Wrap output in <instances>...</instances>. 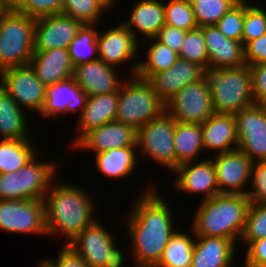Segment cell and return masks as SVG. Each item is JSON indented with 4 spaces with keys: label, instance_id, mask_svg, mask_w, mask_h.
<instances>
[{
    "label": "cell",
    "instance_id": "1",
    "mask_svg": "<svg viewBox=\"0 0 266 267\" xmlns=\"http://www.w3.org/2000/svg\"><path fill=\"white\" fill-rule=\"evenodd\" d=\"M141 194L126 216L128 238L135 267H155L176 229L168 203L152 187Z\"/></svg>",
    "mask_w": 266,
    "mask_h": 267
},
{
    "label": "cell",
    "instance_id": "2",
    "mask_svg": "<svg viewBox=\"0 0 266 267\" xmlns=\"http://www.w3.org/2000/svg\"><path fill=\"white\" fill-rule=\"evenodd\" d=\"M56 184H51L43 198L45 226L48 235L63 234L65 244H69L96 221L93 218L94 203L84 189L64 182Z\"/></svg>",
    "mask_w": 266,
    "mask_h": 267
},
{
    "label": "cell",
    "instance_id": "3",
    "mask_svg": "<svg viewBox=\"0 0 266 267\" xmlns=\"http://www.w3.org/2000/svg\"><path fill=\"white\" fill-rule=\"evenodd\" d=\"M251 204L244 194L219 193L202 200L193 220L195 236L224 237L237 243L245 229L246 216Z\"/></svg>",
    "mask_w": 266,
    "mask_h": 267
},
{
    "label": "cell",
    "instance_id": "4",
    "mask_svg": "<svg viewBox=\"0 0 266 267\" xmlns=\"http://www.w3.org/2000/svg\"><path fill=\"white\" fill-rule=\"evenodd\" d=\"M215 113L233 114L255 104L249 65L205 71Z\"/></svg>",
    "mask_w": 266,
    "mask_h": 267
},
{
    "label": "cell",
    "instance_id": "5",
    "mask_svg": "<svg viewBox=\"0 0 266 267\" xmlns=\"http://www.w3.org/2000/svg\"><path fill=\"white\" fill-rule=\"evenodd\" d=\"M35 18L0 10V71L28 65L34 53Z\"/></svg>",
    "mask_w": 266,
    "mask_h": 267
},
{
    "label": "cell",
    "instance_id": "6",
    "mask_svg": "<svg viewBox=\"0 0 266 267\" xmlns=\"http://www.w3.org/2000/svg\"><path fill=\"white\" fill-rule=\"evenodd\" d=\"M164 111L165 104L145 79L134 75L123 81L118 90L116 122L138 130Z\"/></svg>",
    "mask_w": 266,
    "mask_h": 267
},
{
    "label": "cell",
    "instance_id": "7",
    "mask_svg": "<svg viewBox=\"0 0 266 267\" xmlns=\"http://www.w3.org/2000/svg\"><path fill=\"white\" fill-rule=\"evenodd\" d=\"M176 121L164 111L137 130L136 147L171 171L176 169V154L173 142Z\"/></svg>",
    "mask_w": 266,
    "mask_h": 267
},
{
    "label": "cell",
    "instance_id": "8",
    "mask_svg": "<svg viewBox=\"0 0 266 267\" xmlns=\"http://www.w3.org/2000/svg\"><path fill=\"white\" fill-rule=\"evenodd\" d=\"M165 111L176 122L204 123L215 113L207 78L181 88L165 104Z\"/></svg>",
    "mask_w": 266,
    "mask_h": 267
},
{
    "label": "cell",
    "instance_id": "9",
    "mask_svg": "<svg viewBox=\"0 0 266 267\" xmlns=\"http://www.w3.org/2000/svg\"><path fill=\"white\" fill-rule=\"evenodd\" d=\"M238 149L251 161L266 162V107L255 103L234 115Z\"/></svg>",
    "mask_w": 266,
    "mask_h": 267
},
{
    "label": "cell",
    "instance_id": "10",
    "mask_svg": "<svg viewBox=\"0 0 266 267\" xmlns=\"http://www.w3.org/2000/svg\"><path fill=\"white\" fill-rule=\"evenodd\" d=\"M0 87L22 108L40 112L46 86L37 78L31 66L10 67L0 71Z\"/></svg>",
    "mask_w": 266,
    "mask_h": 267
},
{
    "label": "cell",
    "instance_id": "11",
    "mask_svg": "<svg viewBox=\"0 0 266 267\" xmlns=\"http://www.w3.org/2000/svg\"><path fill=\"white\" fill-rule=\"evenodd\" d=\"M0 229L47 235L43 200H0Z\"/></svg>",
    "mask_w": 266,
    "mask_h": 267
},
{
    "label": "cell",
    "instance_id": "12",
    "mask_svg": "<svg viewBox=\"0 0 266 267\" xmlns=\"http://www.w3.org/2000/svg\"><path fill=\"white\" fill-rule=\"evenodd\" d=\"M213 156L219 193L246 195L248 190L244 187L251 180V159L239 149Z\"/></svg>",
    "mask_w": 266,
    "mask_h": 267
},
{
    "label": "cell",
    "instance_id": "13",
    "mask_svg": "<svg viewBox=\"0 0 266 267\" xmlns=\"http://www.w3.org/2000/svg\"><path fill=\"white\" fill-rule=\"evenodd\" d=\"M83 24L66 15L56 14L35 19L34 51L68 49Z\"/></svg>",
    "mask_w": 266,
    "mask_h": 267
},
{
    "label": "cell",
    "instance_id": "14",
    "mask_svg": "<svg viewBox=\"0 0 266 267\" xmlns=\"http://www.w3.org/2000/svg\"><path fill=\"white\" fill-rule=\"evenodd\" d=\"M204 76L205 70L201 66L179 57L171 68L151 74L146 81L166 104L181 88L199 81Z\"/></svg>",
    "mask_w": 266,
    "mask_h": 267
},
{
    "label": "cell",
    "instance_id": "15",
    "mask_svg": "<svg viewBox=\"0 0 266 267\" xmlns=\"http://www.w3.org/2000/svg\"><path fill=\"white\" fill-rule=\"evenodd\" d=\"M208 55V70L235 68L245 65L244 44L225 37L215 25L200 27Z\"/></svg>",
    "mask_w": 266,
    "mask_h": 267
},
{
    "label": "cell",
    "instance_id": "16",
    "mask_svg": "<svg viewBox=\"0 0 266 267\" xmlns=\"http://www.w3.org/2000/svg\"><path fill=\"white\" fill-rule=\"evenodd\" d=\"M137 130L116 121L106 123L87 132L75 148L95 151V154L110 149L136 147Z\"/></svg>",
    "mask_w": 266,
    "mask_h": 267
},
{
    "label": "cell",
    "instance_id": "17",
    "mask_svg": "<svg viewBox=\"0 0 266 267\" xmlns=\"http://www.w3.org/2000/svg\"><path fill=\"white\" fill-rule=\"evenodd\" d=\"M139 42L123 23L98 32V59L115 68L136 56Z\"/></svg>",
    "mask_w": 266,
    "mask_h": 267
},
{
    "label": "cell",
    "instance_id": "18",
    "mask_svg": "<svg viewBox=\"0 0 266 267\" xmlns=\"http://www.w3.org/2000/svg\"><path fill=\"white\" fill-rule=\"evenodd\" d=\"M194 162L195 161L183 163L173 171L178 174L174 184V188H177L176 191L181 190L187 194L202 193L205 194L203 195V200L218 195L219 188L212 159H203L201 162L199 161V163Z\"/></svg>",
    "mask_w": 266,
    "mask_h": 267
},
{
    "label": "cell",
    "instance_id": "19",
    "mask_svg": "<svg viewBox=\"0 0 266 267\" xmlns=\"http://www.w3.org/2000/svg\"><path fill=\"white\" fill-rule=\"evenodd\" d=\"M98 221L82 230L68 244L89 267H103L109 259V251L116 246L113 236Z\"/></svg>",
    "mask_w": 266,
    "mask_h": 267
},
{
    "label": "cell",
    "instance_id": "20",
    "mask_svg": "<svg viewBox=\"0 0 266 267\" xmlns=\"http://www.w3.org/2000/svg\"><path fill=\"white\" fill-rule=\"evenodd\" d=\"M88 95L76 83L73 77L46 86L45 101L39 115L43 118L57 117L59 114L82 112Z\"/></svg>",
    "mask_w": 266,
    "mask_h": 267
},
{
    "label": "cell",
    "instance_id": "21",
    "mask_svg": "<svg viewBox=\"0 0 266 267\" xmlns=\"http://www.w3.org/2000/svg\"><path fill=\"white\" fill-rule=\"evenodd\" d=\"M115 68L101 60L77 65L73 68V78L88 96L118 92L122 81Z\"/></svg>",
    "mask_w": 266,
    "mask_h": 267
},
{
    "label": "cell",
    "instance_id": "22",
    "mask_svg": "<svg viewBox=\"0 0 266 267\" xmlns=\"http://www.w3.org/2000/svg\"><path fill=\"white\" fill-rule=\"evenodd\" d=\"M29 65L45 86H52L73 76L74 66L66 48L34 51Z\"/></svg>",
    "mask_w": 266,
    "mask_h": 267
},
{
    "label": "cell",
    "instance_id": "23",
    "mask_svg": "<svg viewBox=\"0 0 266 267\" xmlns=\"http://www.w3.org/2000/svg\"><path fill=\"white\" fill-rule=\"evenodd\" d=\"M203 148L216 154L238 149L236 121L233 114L214 113L201 124Z\"/></svg>",
    "mask_w": 266,
    "mask_h": 267
},
{
    "label": "cell",
    "instance_id": "24",
    "mask_svg": "<svg viewBox=\"0 0 266 267\" xmlns=\"http://www.w3.org/2000/svg\"><path fill=\"white\" fill-rule=\"evenodd\" d=\"M195 238L191 267H232L235 241L224 237Z\"/></svg>",
    "mask_w": 266,
    "mask_h": 267
},
{
    "label": "cell",
    "instance_id": "25",
    "mask_svg": "<svg viewBox=\"0 0 266 267\" xmlns=\"http://www.w3.org/2000/svg\"><path fill=\"white\" fill-rule=\"evenodd\" d=\"M118 106V92L88 96L86 105L79 115L80 131L73 146L90 130L115 121Z\"/></svg>",
    "mask_w": 266,
    "mask_h": 267
},
{
    "label": "cell",
    "instance_id": "26",
    "mask_svg": "<svg viewBox=\"0 0 266 267\" xmlns=\"http://www.w3.org/2000/svg\"><path fill=\"white\" fill-rule=\"evenodd\" d=\"M162 2L139 0L131 10L130 22H122L137 40V33L142 34L145 39L154 38L165 25V9Z\"/></svg>",
    "mask_w": 266,
    "mask_h": 267
},
{
    "label": "cell",
    "instance_id": "27",
    "mask_svg": "<svg viewBox=\"0 0 266 267\" xmlns=\"http://www.w3.org/2000/svg\"><path fill=\"white\" fill-rule=\"evenodd\" d=\"M37 155L23 167L24 200H43L58 168L57 163L37 161Z\"/></svg>",
    "mask_w": 266,
    "mask_h": 267
},
{
    "label": "cell",
    "instance_id": "28",
    "mask_svg": "<svg viewBox=\"0 0 266 267\" xmlns=\"http://www.w3.org/2000/svg\"><path fill=\"white\" fill-rule=\"evenodd\" d=\"M25 110L0 87V135L3 139H29Z\"/></svg>",
    "mask_w": 266,
    "mask_h": 267
},
{
    "label": "cell",
    "instance_id": "29",
    "mask_svg": "<svg viewBox=\"0 0 266 267\" xmlns=\"http://www.w3.org/2000/svg\"><path fill=\"white\" fill-rule=\"evenodd\" d=\"M136 148L124 147L97 153L95 161L98 170L113 179L129 176L136 167Z\"/></svg>",
    "mask_w": 266,
    "mask_h": 267
},
{
    "label": "cell",
    "instance_id": "30",
    "mask_svg": "<svg viewBox=\"0 0 266 267\" xmlns=\"http://www.w3.org/2000/svg\"><path fill=\"white\" fill-rule=\"evenodd\" d=\"M173 142L176 168L183 163L196 160L204 149L201 124L176 122Z\"/></svg>",
    "mask_w": 266,
    "mask_h": 267
},
{
    "label": "cell",
    "instance_id": "31",
    "mask_svg": "<svg viewBox=\"0 0 266 267\" xmlns=\"http://www.w3.org/2000/svg\"><path fill=\"white\" fill-rule=\"evenodd\" d=\"M151 46L148 49L147 59L139 61L131 66L133 74L139 78L147 79L151 74L158 73L171 68L179 58V54L162 44L155 38L147 39Z\"/></svg>",
    "mask_w": 266,
    "mask_h": 267
},
{
    "label": "cell",
    "instance_id": "32",
    "mask_svg": "<svg viewBox=\"0 0 266 267\" xmlns=\"http://www.w3.org/2000/svg\"><path fill=\"white\" fill-rule=\"evenodd\" d=\"M36 155L30 139L0 141V173L18 172Z\"/></svg>",
    "mask_w": 266,
    "mask_h": 267
},
{
    "label": "cell",
    "instance_id": "33",
    "mask_svg": "<svg viewBox=\"0 0 266 267\" xmlns=\"http://www.w3.org/2000/svg\"><path fill=\"white\" fill-rule=\"evenodd\" d=\"M191 235L176 231L171 235L155 267H191L195 240Z\"/></svg>",
    "mask_w": 266,
    "mask_h": 267
},
{
    "label": "cell",
    "instance_id": "34",
    "mask_svg": "<svg viewBox=\"0 0 266 267\" xmlns=\"http://www.w3.org/2000/svg\"><path fill=\"white\" fill-rule=\"evenodd\" d=\"M97 35L94 24H83L68 47L73 66L98 60ZM94 55V56H92Z\"/></svg>",
    "mask_w": 266,
    "mask_h": 267
},
{
    "label": "cell",
    "instance_id": "35",
    "mask_svg": "<svg viewBox=\"0 0 266 267\" xmlns=\"http://www.w3.org/2000/svg\"><path fill=\"white\" fill-rule=\"evenodd\" d=\"M109 8L103 0H64L62 14L82 24L96 25L103 11Z\"/></svg>",
    "mask_w": 266,
    "mask_h": 267
},
{
    "label": "cell",
    "instance_id": "36",
    "mask_svg": "<svg viewBox=\"0 0 266 267\" xmlns=\"http://www.w3.org/2000/svg\"><path fill=\"white\" fill-rule=\"evenodd\" d=\"M239 0H190L198 27L215 25Z\"/></svg>",
    "mask_w": 266,
    "mask_h": 267
},
{
    "label": "cell",
    "instance_id": "37",
    "mask_svg": "<svg viewBox=\"0 0 266 267\" xmlns=\"http://www.w3.org/2000/svg\"><path fill=\"white\" fill-rule=\"evenodd\" d=\"M164 9L166 25L185 31L198 28L190 0H169Z\"/></svg>",
    "mask_w": 266,
    "mask_h": 267
},
{
    "label": "cell",
    "instance_id": "38",
    "mask_svg": "<svg viewBox=\"0 0 266 267\" xmlns=\"http://www.w3.org/2000/svg\"><path fill=\"white\" fill-rule=\"evenodd\" d=\"M179 57L208 70V55L203 30L198 27L187 31Z\"/></svg>",
    "mask_w": 266,
    "mask_h": 267
},
{
    "label": "cell",
    "instance_id": "39",
    "mask_svg": "<svg viewBox=\"0 0 266 267\" xmlns=\"http://www.w3.org/2000/svg\"><path fill=\"white\" fill-rule=\"evenodd\" d=\"M266 34V11L244 0V25L241 42L244 46Z\"/></svg>",
    "mask_w": 266,
    "mask_h": 267
},
{
    "label": "cell",
    "instance_id": "40",
    "mask_svg": "<svg viewBox=\"0 0 266 267\" xmlns=\"http://www.w3.org/2000/svg\"><path fill=\"white\" fill-rule=\"evenodd\" d=\"M266 237V204L251 203L247 212L242 242L249 243Z\"/></svg>",
    "mask_w": 266,
    "mask_h": 267
},
{
    "label": "cell",
    "instance_id": "41",
    "mask_svg": "<svg viewBox=\"0 0 266 267\" xmlns=\"http://www.w3.org/2000/svg\"><path fill=\"white\" fill-rule=\"evenodd\" d=\"M244 25V0H239L215 24L217 29L227 38L241 42Z\"/></svg>",
    "mask_w": 266,
    "mask_h": 267
},
{
    "label": "cell",
    "instance_id": "42",
    "mask_svg": "<svg viewBox=\"0 0 266 267\" xmlns=\"http://www.w3.org/2000/svg\"><path fill=\"white\" fill-rule=\"evenodd\" d=\"M24 200L23 167L18 172L0 173V200Z\"/></svg>",
    "mask_w": 266,
    "mask_h": 267
},
{
    "label": "cell",
    "instance_id": "43",
    "mask_svg": "<svg viewBox=\"0 0 266 267\" xmlns=\"http://www.w3.org/2000/svg\"><path fill=\"white\" fill-rule=\"evenodd\" d=\"M250 179L252 190L246 196L251 203L266 204V162L252 163Z\"/></svg>",
    "mask_w": 266,
    "mask_h": 267
},
{
    "label": "cell",
    "instance_id": "44",
    "mask_svg": "<svg viewBox=\"0 0 266 267\" xmlns=\"http://www.w3.org/2000/svg\"><path fill=\"white\" fill-rule=\"evenodd\" d=\"M63 5L64 0H27L18 11L36 19L61 14Z\"/></svg>",
    "mask_w": 266,
    "mask_h": 267
},
{
    "label": "cell",
    "instance_id": "45",
    "mask_svg": "<svg viewBox=\"0 0 266 267\" xmlns=\"http://www.w3.org/2000/svg\"><path fill=\"white\" fill-rule=\"evenodd\" d=\"M187 31L164 25L154 37L157 41L167 45L176 53H180Z\"/></svg>",
    "mask_w": 266,
    "mask_h": 267
},
{
    "label": "cell",
    "instance_id": "46",
    "mask_svg": "<svg viewBox=\"0 0 266 267\" xmlns=\"http://www.w3.org/2000/svg\"><path fill=\"white\" fill-rule=\"evenodd\" d=\"M244 267H266V237L250 241Z\"/></svg>",
    "mask_w": 266,
    "mask_h": 267
},
{
    "label": "cell",
    "instance_id": "47",
    "mask_svg": "<svg viewBox=\"0 0 266 267\" xmlns=\"http://www.w3.org/2000/svg\"><path fill=\"white\" fill-rule=\"evenodd\" d=\"M255 103H266V62L250 66Z\"/></svg>",
    "mask_w": 266,
    "mask_h": 267
},
{
    "label": "cell",
    "instance_id": "48",
    "mask_svg": "<svg viewBox=\"0 0 266 267\" xmlns=\"http://www.w3.org/2000/svg\"><path fill=\"white\" fill-rule=\"evenodd\" d=\"M244 49L246 65L252 66L266 62V34L249 41Z\"/></svg>",
    "mask_w": 266,
    "mask_h": 267
},
{
    "label": "cell",
    "instance_id": "49",
    "mask_svg": "<svg viewBox=\"0 0 266 267\" xmlns=\"http://www.w3.org/2000/svg\"><path fill=\"white\" fill-rule=\"evenodd\" d=\"M50 260L54 263L55 267H89L84 259L68 244L62 246L56 261Z\"/></svg>",
    "mask_w": 266,
    "mask_h": 267
},
{
    "label": "cell",
    "instance_id": "50",
    "mask_svg": "<svg viewBox=\"0 0 266 267\" xmlns=\"http://www.w3.org/2000/svg\"><path fill=\"white\" fill-rule=\"evenodd\" d=\"M109 259L105 261L103 267H122L124 264V255L121 250H119L116 246L111 249L108 253Z\"/></svg>",
    "mask_w": 266,
    "mask_h": 267
},
{
    "label": "cell",
    "instance_id": "51",
    "mask_svg": "<svg viewBox=\"0 0 266 267\" xmlns=\"http://www.w3.org/2000/svg\"><path fill=\"white\" fill-rule=\"evenodd\" d=\"M27 0H0L1 11H18Z\"/></svg>",
    "mask_w": 266,
    "mask_h": 267
},
{
    "label": "cell",
    "instance_id": "52",
    "mask_svg": "<svg viewBox=\"0 0 266 267\" xmlns=\"http://www.w3.org/2000/svg\"><path fill=\"white\" fill-rule=\"evenodd\" d=\"M38 267H55L54 263L51 260H44L40 263Z\"/></svg>",
    "mask_w": 266,
    "mask_h": 267
},
{
    "label": "cell",
    "instance_id": "53",
    "mask_svg": "<svg viewBox=\"0 0 266 267\" xmlns=\"http://www.w3.org/2000/svg\"><path fill=\"white\" fill-rule=\"evenodd\" d=\"M109 7L112 8V6H114L113 4L115 3V0H103Z\"/></svg>",
    "mask_w": 266,
    "mask_h": 267
}]
</instances>
